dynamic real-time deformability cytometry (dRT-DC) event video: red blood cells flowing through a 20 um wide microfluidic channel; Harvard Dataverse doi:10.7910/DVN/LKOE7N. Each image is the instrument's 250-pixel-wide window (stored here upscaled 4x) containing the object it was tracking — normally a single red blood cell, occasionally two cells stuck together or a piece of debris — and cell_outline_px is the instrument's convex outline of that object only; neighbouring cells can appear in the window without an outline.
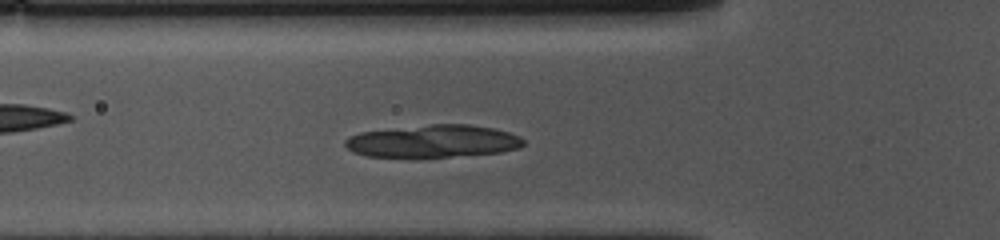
{"species": "common noctule bat (a hibernating species)", "species_latin": "Nyctalus noctula", "temperature_condition": "cold", "stored_images_in_passage": 47, "camera_frame_rate_fps": 3000, "um_per_image_px": 0.085, "animal": {"sex": "female", "body_mass_g": 10.0, "forearm_length_mm": 53.1}, "frame": {"image": 1, "passage_image": 13, "time_ms": 4.0, "image_size_px": [1000, 240], "cell_outline_px": [[524, 144], [520, 148], [500, 152], [448, 156], [368, 156], [352, 152], [344, 144], [344, 140], [348, 136], [360, 132], [432, 124], [468, 124], [492, 128], [508, 132], [520, 136], [524, 140]], "centroid_in_image_um": [36.81, 11.99], "position_along_channel_um": 89.0, "area_um2": 33.35}}
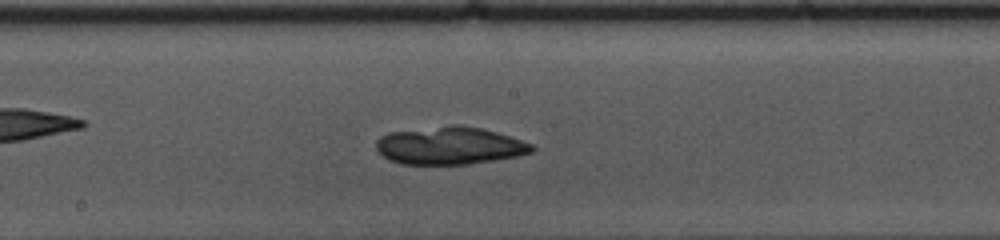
{"frame": {"image": 2, "passage_image": 23, "time_ms": 7.333, "image_size_px": [1000, 240], "cell_outline_px": [[536, 148], [532, 152], [516, 156], [468, 164], [400, 164], [388, 160], [376, 148], [376, 140], [380, 136], [388, 132], [452, 124], [460, 124], [480, 128], [496, 132], [532, 144]], "centroid_in_image_um": [38.18, 12.37], "position_along_channel_um": 210.0, "area_um2": 34.16}}
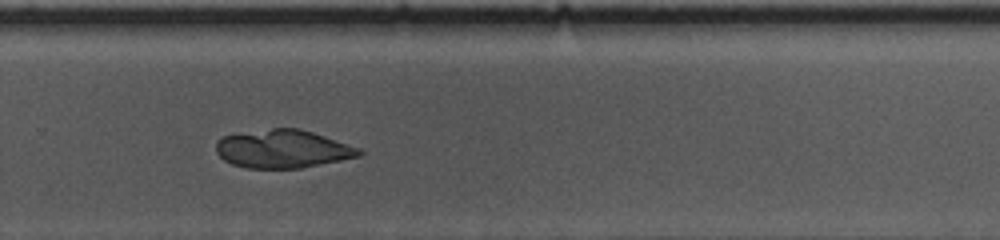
{"frame": {"image": 3, "passage_image": 31, "time_ms": 10.0, "image_size_px": [1000, 240], "cell_outline_px": [[364, 152], [360, 156], [300, 168], [244, 168], [232, 164], [224, 160], [216, 152], [216, 140], [224, 136], [272, 128], [296, 128], [312, 132], [360, 148]], "centroid_in_image_um": [24.02, 12.67], "position_along_channel_um": 305.8, "area_um2": 31.56}}